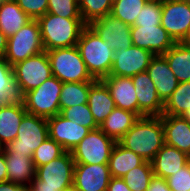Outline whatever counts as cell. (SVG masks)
<instances>
[{"instance_id": "cell-1", "label": "cell", "mask_w": 190, "mask_h": 191, "mask_svg": "<svg viewBox=\"0 0 190 191\" xmlns=\"http://www.w3.org/2000/svg\"><path fill=\"white\" fill-rule=\"evenodd\" d=\"M117 142L151 162L165 144L161 116L140 117Z\"/></svg>"}, {"instance_id": "cell-2", "label": "cell", "mask_w": 190, "mask_h": 191, "mask_svg": "<svg viewBox=\"0 0 190 191\" xmlns=\"http://www.w3.org/2000/svg\"><path fill=\"white\" fill-rule=\"evenodd\" d=\"M37 22L45 51L77 46L80 34L86 26L82 18H62L50 13L38 18Z\"/></svg>"}, {"instance_id": "cell-3", "label": "cell", "mask_w": 190, "mask_h": 191, "mask_svg": "<svg viewBox=\"0 0 190 191\" xmlns=\"http://www.w3.org/2000/svg\"><path fill=\"white\" fill-rule=\"evenodd\" d=\"M77 47L90 75L101 80L109 76L114 59V51L93 29L86 25L79 37Z\"/></svg>"}, {"instance_id": "cell-4", "label": "cell", "mask_w": 190, "mask_h": 191, "mask_svg": "<svg viewBox=\"0 0 190 191\" xmlns=\"http://www.w3.org/2000/svg\"><path fill=\"white\" fill-rule=\"evenodd\" d=\"M75 162L71 152L36 168L35 178L28 187L31 191H63L73 185Z\"/></svg>"}, {"instance_id": "cell-5", "label": "cell", "mask_w": 190, "mask_h": 191, "mask_svg": "<svg viewBox=\"0 0 190 191\" xmlns=\"http://www.w3.org/2000/svg\"><path fill=\"white\" fill-rule=\"evenodd\" d=\"M52 75L61 82H95L87 70L77 46L46 51Z\"/></svg>"}, {"instance_id": "cell-6", "label": "cell", "mask_w": 190, "mask_h": 191, "mask_svg": "<svg viewBox=\"0 0 190 191\" xmlns=\"http://www.w3.org/2000/svg\"><path fill=\"white\" fill-rule=\"evenodd\" d=\"M62 84L57 77L48 78L39 87L22 96L25 109L29 114L50 118L60 113V94Z\"/></svg>"}, {"instance_id": "cell-7", "label": "cell", "mask_w": 190, "mask_h": 191, "mask_svg": "<svg viewBox=\"0 0 190 191\" xmlns=\"http://www.w3.org/2000/svg\"><path fill=\"white\" fill-rule=\"evenodd\" d=\"M45 51L40 26L31 20L18 32L8 38L5 60L11 66Z\"/></svg>"}, {"instance_id": "cell-8", "label": "cell", "mask_w": 190, "mask_h": 191, "mask_svg": "<svg viewBox=\"0 0 190 191\" xmlns=\"http://www.w3.org/2000/svg\"><path fill=\"white\" fill-rule=\"evenodd\" d=\"M48 136L47 118L27 113L19 125L16 139L3 149L4 152H17L32 158L33 152Z\"/></svg>"}, {"instance_id": "cell-9", "label": "cell", "mask_w": 190, "mask_h": 191, "mask_svg": "<svg viewBox=\"0 0 190 191\" xmlns=\"http://www.w3.org/2000/svg\"><path fill=\"white\" fill-rule=\"evenodd\" d=\"M116 141L107 136L100 128L91 130L72 149L75 164H108Z\"/></svg>"}, {"instance_id": "cell-10", "label": "cell", "mask_w": 190, "mask_h": 191, "mask_svg": "<svg viewBox=\"0 0 190 191\" xmlns=\"http://www.w3.org/2000/svg\"><path fill=\"white\" fill-rule=\"evenodd\" d=\"M12 67L21 96L39 87L48 78L53 76L46 51L18 62Z\"/></svg>"}, {"instance_id": "cell-11", "label": "cell", "mask_w": 190, "mask_h": 191, "mask_svg": "<svg viewBox=\"0 0 190 191\" xmlns=\"http://www.w3.org/2000/svg\"><path fill=\"white\" fill-rule=\"evenodd\" d=\"M161 26L175 42H184L189 36L190 1L163 0Z\"/></svg>"}, {"instance_id": "cell-12", "label": "cell", "mask_w": 190, "mask_h": 191, "mask_svg": "<svg viewBox=\"0 0 190 191\" xmlns=\"http://www.w3.org/2000/svg\"><path fill=\"white\" fill-rule=\"evenodd\" d=\"M155 55L149 50L131 45L126 51H114L113 65L109 76L132 77L146 71Z\"/></svg>"}, {"instance_id": "cell-13", "label": "cell", "mask_w": 190, "mask_h": 191, "mask_svg": "<svg viewBox=\"0 0 190 191\" xmlns=\"http://www.w3.org/2000/svg\"><path fill=\"white\" fill-rule=\"evenodd\" d=\"M89 26L113 51H126L132 45L131 26L111 14L92 21Z\"/></svg>"}, {"instance_id": "cell-14", "label": "cell", "mask_w": 190, "mask_h": 191, "mask_svg": "<svg viewBox=\"0 0 190 191\" xmlns=\"http://www.w3.org/2000/svg\"><path fill=\"white\" fill-rule=\"evenodd\" d=\"M48 134L51 139L62 146L65 151L71 152L79 142L91 131L89 128L78 125L73 120L64 118L60 113L47 118Z\"/></svg>"}, {"instance_id": "cell-15", "label": "cell", "mask_w": 190, "mask_h": 191, "mask_svg": "<svg viewBox=\"0 0 190 191\" xmlns=\"http://www.w3.org/2000/svg\"><path fill=\"white\" fill-rule=\"evenodd\" d=\"M132 45L149 50L154 55L165 54L176 42L161 26H131Z\"/></svg>"}, {"instance_id": "cell-16", "label": "cell", "mask_w": 190, "mask_h": 191, "mask_svg": "<svg viewBox=\"0 0 190 191\" xmlns=\"http://www.w3.org/2000/svg\"><path fill=\"white\" fill-rule=\"evenodd\" d=\"M138 104V116H161L164 103L157 94V89L146 71L132 76Z\"/></svg>"}, {"instance_id": "cell-17", "label": "cell", "mask_w": 190, "mask_h": 191, "mask_svg": "<svg viewBox=\"0 0 190 191\" xmlns=\"http://www.w3.org/2000/svg\"><path fill=\"white\" fill-rule=\"evenodd\" d=\"M110 179L108 164H75L73 185L79 191H106Z\"/></svg>"}, {"instance_id": "cell-18", "label": "cell", "mask_w": 190, "mask_h": 191, "mask_svg": "<svg viewBox=\"0 0 190 191\" xmlns=\"http://www.w3.org/2000/svg\"><path fill=\"white\" fill-rule=\"evenodd\" d=\"M146 72L153 81L158 96L165 104L179 83L171 71L166 58L163 55H155Z\"/></svg>"}, {"instance_id": "cell-19", "label": "cell", "mask_w": 190, "mask_h": 191, "mask_svg": "<svg viewBox=\"0 0 190 191\" xmlns=\"http://www.w3.org/2000/svg\"><path fill=\"white\" fill-rule=\"evenodd\" d=\"M101 81L108 88L117 108L138 115L137 96L131 77L106 76Z\"/></svg>"}, {"instance_id": "cell-20", "label": "cell", "mask_w": 190, "mask_h": 191, "mask_svg": "<svg viewBox=\"0 0 190 191\" xmlns=\"http://www.w3.org/2000/svg\"><path fill=\"white\" fill-rule=\"evenodd\" d=\"M165 144L190 156V122L182 116L161 115Z\"/></svg>"}, {"instance_id": "cell-21", "label": "cell", "mask_w": 190, "mask_h": 191, "mask_svg": "<svg viewBox=\"0 0 190 191\" xmlns=\"http://www.w3.org/2000/svg\"><path fill=\"white\" fill-rule=\"evenodd\" d=\"M27 113L22 100L0 106V148L16 139L19 125Z\"/></svg>"}, {"instance_id": "cell-22", "label": "cell", "mask_w": 190, "mask_h": 191, "mask_svg": "<svg viewBox=\"0 0 190 191\" xmlns=\"http://www.w3.org/2000/svg\"><path fill=\"white\" fill-rule=\"evenodd\" d=\"M190 161V156L175 147L164 144L151 161L155 176L166 179Z\"/></svg>"}, {"instance_id": "cell-23", "label": "cell", "mask_w": 190, "mask_h": 191, "mask_svg": "<svg viewBox=\"0 0 190 191\" xmlns=\"http://www.w3.org/2000/svg\"><path fill=\"white\" fill-rule=\"evenodd\" d=\"M4 154L8 181L28 188L36 172L32 158L17 152H4Z\"/></svg>"}, {"instance_id": "cell-24", "label": "cell", "mask_w": 190, "mask_h": 191, "mask_svg": "<svg viewBox=\"0 0 190 191\" xmlns=\"http://www.w3.org/2000/svg\"><path fill=\"white\" fill-rule=\"evenodd\" d=\"M88 105L99 127L116 107L108 88L101 80H96L90 86Z\"/></svg>"}, {"instance_id": "cell-25", "label": "cell", "mask_w": 190, "mask_h": 191, "mask_svg": "<svg viewBox=\"0 0 190 191\" xmlns=\"http://www.w3.org/2000/svg\"><path fill=\"white\" fill-rule=\"evenodd\" d=\"M139 118L136 113L115 107L99 128L117 142Z\"/></svg>"}, {"instance_id": "cell-26", "label": "cell", "mask_w": 190, "mask_h": 191, "mask_svg": "<svg viewBox=\"0 0 190 191\" xmlns=\"http://www.w3.org/2000/svg\"><path fill=\"white\" fill-rule=\"evenodd\" d=\"M163 56L178 82H190V44L176 42Z\"/></svg>"}, {"instance_id": "cell-27", "label": "cell", "mask_w": 190, "mask_h": 191, "mask_svg": "<svg viewBox=\"0 0 190 191\" xmlns=\"http://www.w3.org/2000/svg\"><path fill=\"white\" fill-rule=\"evenodd\" d=\"M31 20L14 0H7L0 6V31L8 38Z\"/></svg>"}, {"instance_id": "cell-28", "label": "cell", "mask_w": 190, "mask_h": 191, "mask_svg": "<svg viewBox=\"0 0 190 191\" xmlns=\"http://www.w3.org/2000/svg\"><path fill=\"white\" fill-rule=\"evenodd\" d=\"M144 161L140 155L116 142L108 163L111 177H122L134 167L140 166Z\"/></svg>"}, {"instance_id": "cell-29", "label": "cell", "mask_w": 190, "mask_h": 191, "mask_svg": "<svg viewBox=\"0 0 190 191\" xmlns=\"http://www.w3.org/2000/svg\"><path fill=\"white\" fill-rule=\"evenodd\" d=\"M22 100L14 78L13 67L0 57V106Z\"/></svg>"}, {"instance_id": "cell-30", "label": "cell", "mask_w": 190, "mask_h": 191, "mask_svg": "<svg viewBox=\"0 0 190 191\" xmlns=\"http://www.w3.org/2000/svg\"><path fill=\"white\" fill-rule=\"evenodd\" d=\"M94 82H66L62 84L60 94V111L74 105L88 103L90 86Z\"/></svg>"}, {"instance_id": "cell-31", "label": "cell", "mask_w": 190, "mask_h": 191, "mask_svg": "<svg viewBox=\"0 0 190 191\" xmlns=\"http://www.w3.org/2000/svg\"><path fill=\"white\" fill-rule=\"evenodd\" d=\"M190 108V82H179L164 104L162 115L182 116Z\"/></svg>"}, {"instance_id": "cell-32", "label": "cell", "mask_w": 190, "mask_h": 191, "mask_svg": "<svg viewBox=\"0 0 190 191\" xmlns=\"http://www.w3.org/2000/svg\"><path fill=\"white\" fill-rule=\"evenodd\" d=\"M153 176L151 162L144 161L140 166L134 167L121 178L131 191H146Z\"/></svg>"}, {"instance_id": "cell-33", "label": "cell", "mask_w": 190, "mask_h": 191, "mask_svg": "<svg viewBox=\"0 0 190 191\" xmlns=\"http://www.w3.org/2000/svg\"><path fill=\"white\" fill-rule=\"evenodd\" d=\"M147 2L148 0H118L112 4L110 14L132 26Z\"/></svg>"}, {"instance_id": "cell-34", "label": "cell", "mask_w": 190, "mask_h": 191, "mask_svg": "<svg viewBox=\"0 0 190 191\" xmlns=\"http://www.w3.org/2000/svg\"><path fill=\"white\" fill-rule=\"evenodd\" d=\"M79 11L83 22L89 25L92 21L111 13V0H78Z\"/></svg>"}, {"instance_id": "cell-35", "label": "cell", "mask_w": 190, "mask_h": 191, "mask_svg": "<svg viewBox=\"0 0 190 191\" xmlns=\"http://www.w3.org/2000/svg\"><path fill=\"white\" fill-rule=\"evenodd\" d=\"M64 152L62 146L48 136L33 152L32 160L35 168L49 163Z\"/></svg>"}, {"instance_id": "cell-36", "label": "cell", "mask_w": 190, "mask_h": 191, "mask_svg": "<svg viewBox=\"0 0 190 191\" xmlns=\"http://www.w3.org/2000/svg\"><path fill=\"white\" fill-rule=\"evenodd\" d=\"M60 114L68 119L73 120L78 125H82L84 127L89 128L90 130H94L99 128L96 124L94 117L90 111L89 105L82 104V105H74L69 108H64L60 111Z\"/></svg>"}, {"instance_id": "cell-37", "label": "cell", "mask_w": 190, "mask_h": 191, "mask_svg": "<svg viewBox=\"0 0 190 191\" xmlns=\"http://www.w3.org/2000/svg\"><path fill=\"white\" fill-rule=\"evenodd\" d=\"M162 1H148L132 26L161 25Z\"/></svg>"}, {"instance_id": "cell-38", "label": "cell", "mask_w": 190, "mask_h": 191, "mask_svg": "<svg viewBox=\"0 0 190 191\" xmlns=\"http://www.w3.org/2000/svg\"><path fill=\"white\" fill-rule=\"evenodd\" d=\"M47 13L62 18H81L77 0H48Z\"/></svg>"}, {"instance_id": "cell-39", "label": "cell", "mask_w": 190, "mask_h": 191, "mask_svg": "<svg viewBox=\"0 0 190 191\" xmlns=\"http://www.w3.org/2000/svg\"><path fill=\"white\" fill-rule=\"evenodd\" d=\"M168 187L173 191H190V161L173 175L166 178Z\"/></svg>"}, {"instance_id": "cell-40", "label": "cell", "mask_w": 190, "mask_h": 191, "mask_svg": "<svg viewBox=\"0 0 190 191\" xmlns=\"http://www.w3.org/2000/svg\"><path fill=\"white\" fill-rule=\"evenodd\" d=\"M18 6L32 19L44 16L48 9V0H14Z\"/></svg>"}, {"instance_id": "cell-41", "label": "cell", "mask_w": 190, "mask_h": 191, "mask_svg": "<svg viewBox=\"0 0 190 191\" xmlns=\"http://www.w3.org/2000/svg\"><path fill=\"white\" fill-rule=\"evenodd\" d=\"M146 191H173L168 187L166 179L158 176H153L151 178L149 187Z\"/></svg>"}, {"instance_id": "cell-42", "label": "cell", "mask_w": 190, "mask_h": 191, "mask_svg": "<svg viewBox=\"0 0 190 191\" xmlns=\"http://www.w3.org/2000/svg\"><path fill=\"white\" fill-rule=\"evenodd\" d=\"M106 191H131L121 177H111Z\"/></svg>"}, {"instance_id": "cell-43", "label": "cell", "mask_w": 190, "mask_h": 191, "mask_svg": "<svg viewBox=\"0 0 190 191\" xmlns=\"http://www.w3.org/2000/svg\"><path fill=\"white\" fill-rule=\"evenodd\" d=\"M8 181L6 158L4 154V149L0 148V182Z\"/></svg>"}, {"instance_id": "cell-44", "label": "cell", "mask_w": 190, "mask_h": 191, "mask_svg": "<svg viewBox=\"0 0 190 191\" xmlns=\"http://www.w3.org/2000/svg\"><path fill=\"white\" fill-rule=\"evenodd\" d=\"M0 191H27V187L6 181L0 182Z\"/></svg>"}, {"instance_id": "cell-45", "label": "cell", "mask_w": 190, "mask_h": 191, "mask_svg": "<svg viewBox=\"0 0 190 191\" xmlns=\"http://www.w3.org/2000/svg\"><path fill=\"white\" fill-rule=\"evenodd\" d=\"M8 37L0 31V57H5Z\"/></svg>"}, {"instance_id": "cell-46", "label": "cell", "mask_w": 190, "mask_h": 191, "mask_svg": "<svg viewBox=\"0 0 190 191\" xmlns=\"http://www.w3.org/2000/svg\"><path fill=\"white\" fill-rule=\"evenodd\" d=\"M183 118H185L187 121L190 122V108L184 112V114L182 115Z\"/></svg>"}, {"instance_id": "cell-47", "label": "cell", "mask_w": 190, "mask_h": 191, "mask_svg": "<svg viewBox=\"0 0 190 191\" xmlns=\"http://www.w3.org/2000/svg\"><path fill=\"white\" fill-rule=\"evenodd\" d=\"M63 191H79L74 185H71L64 189Z\"/></svg>"}, {"instance_id": "cell-48", "label": "cell", "mask_w": 190, "mask_h": 191, "mask_svg": "<svg viewBox=\"0 0 190 191\" xmlns=\"http://www.w3.org/2000/svg\"><path fill=\"white\" fill-rule=\"evenodd\" d=\"M184 42L190 44V27H189V36Z\"/></svg>"}, {"instance_id": "cell-49", "label": "cell", "mask_w": 190, "mask_h": 191, "mask_svg": "<svg viewBox=\"0 0 190 191\" xmlns=\"http://www.w3.org/2000/svg\"><path fill=\"white\" fill-rule=\"evenodd\" d=\"M7 0H0V6Z\"/></svg>"}, {"instance_id": "cell-50", "label": "cell", "mask_w": 190, "mask_h": 191, "mask_svg": "<svg viewBox=\"0 0 190 191\" xmlns=\"http://www.w3.org/2000/svg\"><path fill=\"white\" fill-rule=\"evenodd\" d=\"M117 1H118V0H111L112 4L115 3V2H117Z\"/></svg>"}]
</instances>
